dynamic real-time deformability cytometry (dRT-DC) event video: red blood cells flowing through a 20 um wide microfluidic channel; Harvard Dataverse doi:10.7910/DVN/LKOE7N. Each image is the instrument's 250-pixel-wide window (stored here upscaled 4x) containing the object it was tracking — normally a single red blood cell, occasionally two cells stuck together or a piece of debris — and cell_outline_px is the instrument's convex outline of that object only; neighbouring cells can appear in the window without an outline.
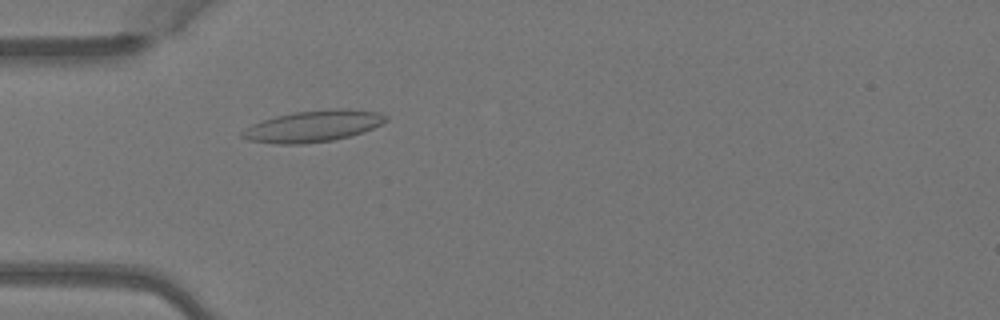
{"species": "Egyptian fruit bat (a non-hibernating species)", "species_latin": "Rousettus aegyptiacus", "temperature_condition": "warm", "stored_images_in_passage": 4, "camera_frame_rate_fps": 3000, "um_per_image_px": 0.085, "animal": {"sex": "female"}, "frame": {"image": 1, "passage_image": 4, "time_ms": 1.0, "image_size_px": [1000, 320], "cell_outline_px": [[388, 120], [372, 128], [352, 136], [332, 140], [304, 144], [276, 144], [248, 140], [240, 136], [240, 132], [252, 124], [276, 116], [296, 112], [336, 108], [344, 108], [380, 112], [388, 116]], "centroid_in_image_um": [26.63, 10.72], "position_along_channel_um": 58.4, "area_um2": 26.3}}